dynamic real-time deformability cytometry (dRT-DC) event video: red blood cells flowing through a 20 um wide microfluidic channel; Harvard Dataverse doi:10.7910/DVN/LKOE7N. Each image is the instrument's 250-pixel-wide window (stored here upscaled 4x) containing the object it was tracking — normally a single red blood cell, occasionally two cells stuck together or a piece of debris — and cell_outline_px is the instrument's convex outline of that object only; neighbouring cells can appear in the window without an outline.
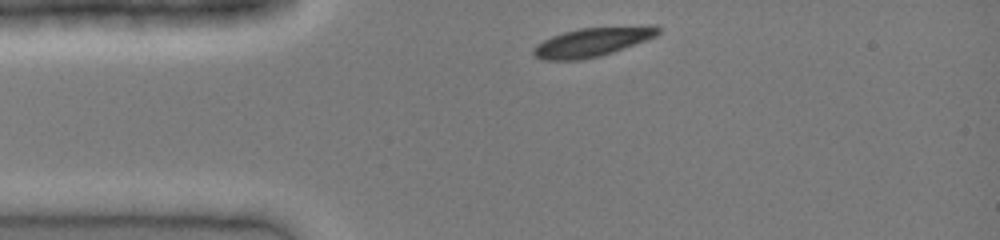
{"species": "common noctule bat (a hibernating species)", "species_latin": "Nyctalus noctula", "temperature_condition": "cold", "stored_images_in_passage": 2, "camera_frame_rate_fps": 3000, "um_per_image_px": 0.085, "animal": {"sex": "female", "body_mass_g": 19.0, "forearm_length_mm": 51.5}, "frame": {"image": 1, "passage_image": 1, "time_ms": 0.0, "image_size_px": [1000, 240], "cell_outline_px": [[660, 32], [656, 36], [612, 52], [600, 56], [580, 60], [544, 60], [536, 56], [532, 52], [532, 48], [536, 44], [552, 36], [564, 32], [580, 28], [648, 24], [656, 24], [660, 28]], "centroid_in_image_um": [50.39, 3.54], "position_along_channel_um": 34.6, "area_um2": 21.27}}